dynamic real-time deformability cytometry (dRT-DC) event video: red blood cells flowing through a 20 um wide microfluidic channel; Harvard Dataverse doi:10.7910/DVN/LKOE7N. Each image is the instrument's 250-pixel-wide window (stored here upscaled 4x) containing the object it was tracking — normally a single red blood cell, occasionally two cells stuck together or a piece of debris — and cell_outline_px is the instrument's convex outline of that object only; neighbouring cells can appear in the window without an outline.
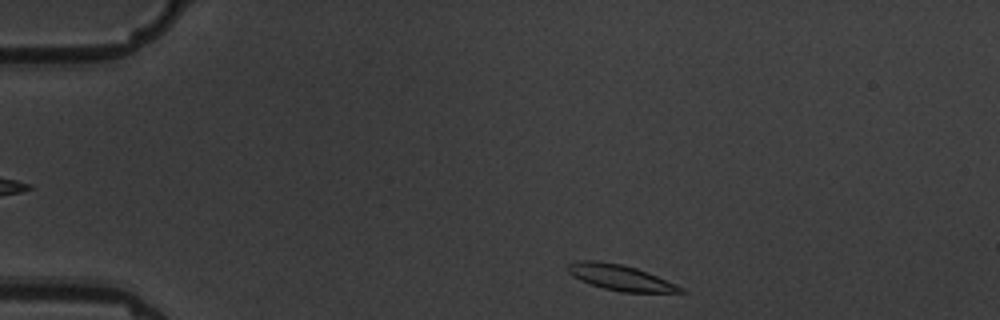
{"species": "common noctule bat (a hibernating species)", "species_latin": "Nyctalus noctula", "temperature_condition": "warm", "stored_images_in_passage": 4, "camera_frame_rate_fps": 3000, "um_per_image_px": 0.085, "animal": {"sex": "male", "body_mass_g": 19.5, "forearm_length_mm": 54.6}, "frame": {"image": 1, "passage_image": 4, "time_ms": 3.667, "image_size_px": [1000, 320], "cell_outline_px": [[688, 292], [620, 292], [604, 288], [580, 280], [568, 272], [564, 268], [568, 264], [576, 260], [600, 260], [620, 264], [636, 268], [648, 272], [676, 284], [684, 288]], "centroid_in_image_um": [52.7, 23.57], "position_along_channel_um": 32.3, "area_um2": 16.88}}